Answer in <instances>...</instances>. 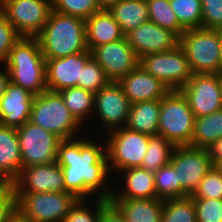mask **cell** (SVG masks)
Masks as SVG:
<instances>
[{
	"label": "cell",
	"instance_id": "obj_1",
	"mask_svg": "<svg viewBox=\"0 0 222 222\" xmlns=\"http://www.w3.org/2000/svg\"><path fill=\"white\" fill-rule=\"evenodd\" d=\"M89 140L63 139L57 150L56 162L64 174L65 192L74 194L78 199L98 191V198L109 200L111 192L101 188L109 172L106 147ZM101 188V189H100Z\"/></svg>",
	"mask_w": 222,
	"mask_h": 222
},
{
	"label": "cell",
	"instance_id": "obj_2",
	"mask_svg": "<svg viewBox=\"0 0 222 222\" xmlns=\"http://www.w3.org/2000/svg\"><path fill=\"white\" fill-rule=\"evenodd\" d=\"M36 38L45 59L62 58L88 51L85 20L53 10Z\"/></svg>",
	"mask_w": 222,
	"mask_h": 222
},
{
	"label": "cell",
	"instance_id": "obj_3",
	"mask_svg": "<svg viewBox=\"0 0 222 222\" xmlns=\"http://www.w3.org/2000/svg\"><path fill=\"white\" fill-rule=\"evenodd\" d=\"M4 62L11 83L34 96L47 90L46 60L36 37H22Z\"/></svg>",
	"mask_w": 222,
	"mask_h": 222
},
{
	"label": "cell",
	"instance_id": "obj_4",
	"mask_svg": "<svg viewBox=\"0 0 222 222\" xmlns=\"http://www.w3.org/2000/svg\"><path fill=\"white\" fill-rule=\"evenodd\" d=\"M193 74H218L222 70L220 30L196 28L185 30L180 36Z\"/></svg>",
	"mask_w": 222,
	"mask_h": 222
},
{
	"label": "cell",
	"instance_id": "obj_5",
	"mask_svg": "<svg viewBox=\"0 0 222 222\" xmlns=\"http://www.w3.org/2000/svg\"><path fill=\"white\" fill-rule=\"evenodd\" d=\"M16 213L28 222H63L78 198L70 192L14 193Z\"/></svg>",
	"mask_w": 222,
	"mask_h": 222
},
{
	"label": "cell",
	"instance_id": "obj_6",
	"mask_svg": "<svg viewBox=\"0 0 222 222\" xmlns=\"http://www.w3.org/2000/svg\"><path fill=\"white\" fill-rule=\"evenodd\" d=\"M195 116L179 90L169 91L160 100L158 135L175 146L191 145Z\"/></svg>",
	"mask_w": 222,
	"mask_h": 222
},
{
	"label": "cell",
	"instance_id": "obj_7",
	"mask_svg": "<svg viewBox=\"0 0 222 222\" xmlns=\"http://www.w3.org/2000/svg\"><path fill=\"white\" fill-rule=\"evenodd\" d=\"M29 121L54 133L62 140L74 138L80 126L60 93L48 90L34 96Z\"/></svg>",
	"mask_w": 222,
	"mask_h": 222
},
{
	"label": "cell",
	"instance_id": "obj_8",
	"mask_svg": "<svg viewBox=\"0 0 222 222\" xmlns=\"http://www.w3.org/2000/svg\"><path fill=\"white\" fill-rule=\"evenodd\" d=\"M109 133V140L105 144L106 156L111 162L109 168L122 171L141 167L150 136L126 127L116 128Z\"/></svg>",
	"mask_w": 222,
	"mask_h": 222
},
{
	"label": "cell",
	"instance_id": "obj_9",
	"mask_svg": "<svg viewBox=\"0 0 222 222\" xmlns=\"http://www.w3.org/2000/svg\"><path fill=\"white\" fill-rule=\"evenodd\" d=\"M139 65L158 78L170 91L182 89L193 76L180 46L172 51L144 55L139 58Z\"/></svg>",
	"mask_w": 222,
	"mask_h": 222
},
{
	"label": "cell",
	"instance_id": "obj_10",
	"mask_svg": "<svg viewBox=\"0 0 222 222\" xmlns=\"http://www.w3.org/2000/svg\"><path fill=\"white\" fill-rule=\"evenodd\" d=\"M170 164L177 171L180 198L191 196L213 166L207 149L190 145L176 146Z\"/></svg>",
	"mask_w": 222,
	"mask_h": 222
},
{
	"label": "cell",
	"instance_id": "obj_11",
	"mask_svg": "<svg viewBox=\"0 0 222 222\" xmlns=\"http://www.w3.org/2000/svg\"><path fill=\"white\" fill-rule=\"evenodd\" d=\"M22 168L56 162L62 140L54 133L27 121L17 128Z\"/></svg>",
	"mask_w": 222,
	"mask_h": 222
},
{
	"label": "cell",
	"instance_id": "obj_12",
	"mask_svg": "<svg viewBox=\"0 0 222 222\" xmlns=\"http://www.w3.org/2000/svg\"><path fill=\"white\" fill-rule=\"evenodd\" d=\"M0 11L22 37H36L48 21L52 0H5Z\"/></svg>",
	"mask_w": 222,
	"mask_h": 222
},
{
	"label": "cell",
	"instance_id": "obj_13",
	"mask_svg": "<svg viewBox=\"0 0 222 222\" xmlns=\"http://www.w3.org/2000/svg\"><path fill=\"white\" fill-rule=\"evenodd\" d=\"M179 91L195 118L222 110V86L218 74H193Z\"/></svg>",
	"mask_w": 222,
	"mask_h": 222
},
{
	"label": "cell",
	"instance_id": "obj_14",
	"mask_svg": "<svg viewBox=\"0 0 222 222\" xmlns=\"http://www.w3.org/2000/svg\"><path fill=\"white\" fill-rule=\"evenodd\" d=\"M91 56L103 68L111 82H118L139 65V58L126 36L92 49Z\"/></svg>",
	"mask_w": 222,
	"mask_h": 222
},
{
	"label": "cell",
	"instance_id": "obj_15",
	"mask_svg": "<svg viewBox=\"0 0 222 222\" xmlns=\"http://www.w3.org/2000/svg\"><path fill=\"white\" fill-rule=\"evenodd\" d=\"M10 187L13 193L63 192V170L57 162L25 167Z\"/></svg>",
	"mask_w": 222,
	"mask_h": 222
},
{
	"label": "cell",
	"instance_id": "obj_16",
	"mask_svg": "<svg viewBox=\"0 0 222 222\" xmlns=\"http://www.w3.org/2000/svg\"><path fill=\"white\" fill-rule=\"evenodd\" d=\"M125 36L138 58L148 54L172 51L180 44V36L177 33L162 28L150 20Z\"/></svg>",
	"mask_w": 222,
	"mask_h": 222
},
{
	"label": "cell",
	"instance_id": "obj_17",
	"mask_svg": "<svg viewBox=\"0 0 222 222\" xmlns=\"http://www.w3.org/2000/svg\"><path fill=\"white\" fill-rule=\"evenodd\" d=\"M130 107L131 102L123 93L118 82H110L95 93V111L97 110V114L103 122L102 125L109 132L116 128L125 127Z\"/></svg>",
	"mask_w": 222,
	"mask_h": 222
},
{
	"label": "cell",
	"instance_id": "obj_18",
	"mask_svg": "<svg viewBox=\"0 0 222 222\" xmlns=\"http://www.w3.org/2000/svg\"><path fill=\"white\" fill-rule=\"evenodd\" d=\"M91 57V51L88 50L62 58L45 59L47 90L59 92L66 88L81 87L82 70Z\"/></svg>",
	"mask_w": 222,
	"mask_h": 222
},
{
	"label": "cell",
	"instance_id": "obj_19",
	"mask_svg": "<svg viewBox=\"0 0 222 222\" xmlns=\"http://www.w3.org/2000/svg\"><path fill=\"white\" fill-rule=\"evenodd\" d=\"M131 104L161 100L170 90L140 65L118 81Z\"/></svg>",
	"mask_w": 222,
	"mask_h": 222
},
{
	"label": "cell",
	"instance_id": "obj_20",
	"mask_svg": "<svg viewBox=\"0 0 222 222\" xmlns=\"http://www.w3.org/2000/svg\"><path fill=\"white\" fill-rule=\"evenodd\" d=\"M34 95L11 82L0 99V123L19 128L30 119Z\"/></svg>",
	"mask_w": 222,
	"mask_h": 222
},
{
	"label": "cell",
	"instance_id": "obj_21",
	"mask_svg": "<svg viewBox=\"0 0 222 222\" xmlns=\"http://www.w3.org/2000/svg\"><path fill=\"white\" fill-rule=\"evenodd\" d=\"M85 32L89 51L125 37L121 27L108 10H99L87 18Z\"/></svg>",
	"mask_w": 222,
	"mask_h": 222
},
{
	"label": "cell",
	"instance_id": "obj_22",
	"mask_svg": "<svg viewBox=\"0 0 222 222\" xmlns=\"http://www.w3.org/2000/svg\"><path fill=\"white\" fill-rule=\"evenodd\" d=\"M22 169V157L16 128L0 123V179L9 186Z\"/></svg>",
	"mask_w": 222,
	"mask_h": 222
},
{
	"label": "cell",
	"instance_id": "obj_23",
	"mask_svg": "<svg viewBox=\"0 0 222 222\" xmlns=\"http://www.w3.org/2000/svg\"><path fill=\"white\" fill-rule=\"evenodd\" d=\"M109 202L126 222H161L163 199H109Z\"/></svg>",
	"mask_w": 222,
	"mask_h": 222
},
{
	"label": "cell",
	"instance_id": "obj_24",
	"mask_svg": "<svg viewBox=\"0 0 222 222\" xmlns=\"http://www.w3.org/2000/svg\"><path fill=\"white\" fill-rule=\"evenodd\" d=\"M125 176V188L121 193H112L110 199L156 198L154 175L141 167L119 171Z\"/></svg>",
	"mask_w": 222,
	"mask_h": 222
},
{
	"label": "cell",
	"instance_id": "obj_25",
	"mask_svg": "<svg viewBox=\"0 0 222 222\" xmlns=\"http://www.w3.org/2000/svg\"><path fill=\"white\" fill-rule=\"evenodd\" d=\"M160 100L131 104L126 128L149 136L158 135Z\"/></svg>",
	"mask_w": 222,
	"mask_h": 222
},
{
	"label": "cell",
	"instance_id": "obj_26",
	"mask_svg": "<svg viewBox=\"0 0 222 222\" xmlns=\"http://www.w3.org/2000/svg\"><path fill=\"white\" fill-rule=\"evenodd\" d=\"M108 11L125 35L149 21L146 0H119Z\"/></svg>",
	"mask_w": 222,
	"mask_h": 222
},
{
	"label": "cell",
	"instance_id": "obj_27",
	"mask_svg": "<svg viewBox=\"0 0 222 222\" xmlns=\"http://www.w3.org/2000/svg\"><path fill=\"white\" fill-rule=\"evenodd\" d=\"M220 138H222V110L195 118L190 146L208 149Z\"/></svg>",
	"mask_w": 222,
	"mask_h": 222
},
{
	"label": "cell",
	"instance_id": "obj_28",
	"mask_svg": "<svg viewBox=\"0 0 222 222\" xmlns=\"http://www.w3.org/2000/svg\"><path fill=\"white\" fill-rule=\"evenodd\" d=\"M175 145L163 136H150L149 145L145 153L141 168L149 172H156L170 163Z\"/></svg>",
	"mask_w": 222,
	"mask_h": 222
},
{
	"label": "cell",
	"instance_id": "obj_29",
	"mask_svg": "<svg viewBox=\"0 0 222 222\" xmlns=\"http://www.w3.org/2000/svg\"><path fill=\"white\" fill-rule=\"evenodd\" d=\"M70 113L82 124L94 111L95 93L75 86L59 91Z\"/></svg>",
	"mask_w": 222,
	"mask_h": 222
},
{
	"label": "cell",
	"instance_id": "obj_30",
	"mask_svg": "<svg viewBox=\"0 0 222 222\" xmlns=\"http://www.w3.org/2000/svg\"><path fill=\"white\" fill-rule=\"evenodd\" d=\"M170 5L184 30L202 28L201 0H170Z\"/></svg>",
	"mask_w": 222,
	"mask_h": 222
},
{
	"label": "cell",
	"instance_id": "obj_31",
	"mask_svg": "<svg viewBox=\"0 0 222 222\" xmlns=\"http://www.w3.org/2000/svg\"><path fill=\"white\" fill-rule=\"evenodd\" d=\"M161 222H197L193 199L188 196L164 200Z\"/></svg>",
	"mask_w": 222,
	"mask_h": 222
},
{
	"label": "cell",
	"instance_id": "obj_32",
	"mask_svg": "<svg viewBox=\"0 0 222 222\" xmlns=\"http://www.w3.org/2000/svg\"><path fill=\"white\" fill-rule=\"evenodd\" d=\"M146 2L150 21L179 36L184 33L185 30L178 24L176 15L171 9L170 0H146Z\"/></svg>",
	"mask_w": 222,
	"mask_h": 222
},
{
	"label": "cell",
	"instance_id": "obj_33",
	"mask_svg": "<svg viewBox=\"0 0 222 222\" xmlns=\"http://www.w3.org/2000/svg\"><path fill=\"white\" fill-rule=\"evenodd\" d=\"M153 175L156 198L163 200L180 198V183L177 181V171L170 163L154 172Z\"/></svg>",
	"mask_w": 222,
	"mask_h": 222
},
{
	"label": "cell",
	"instance_id": "obj_34",
	"mask_svg": "<svg viewBox=\"0 0 222 222\" xmlns=\"http://www.w3.org/2000/svg\"><path fill=\"white\" fill-rule=\"evenodd\" d=\"M52 10L84 20L99 11L96 0H52Z\"/></svg>",
	"mask_w": 222,
	"mask_h": 222
},
{
	"label": "cell",
	"instance_id": "obj_35",
	"mask_svg": "<svg viewBox=\"0 0 222 222\" xmlns=\"http://www.w3.org/2000/svg\"><path fill=\"white\" fill-rule=\"evenodd\" d=\"M110 82L103 68L91 57L82 70L81 88L97 93Z\"/></svg>",
	"mask_w": 222,
	"mask_h": 222
},
{
	"label": "cell",
	"instance_id": "obj_36",
	"mask_svg": "<svg viewBox=\"0 0 222 222\" xmlns=\"http://www.w3.org/2000/svg\"><path fill=\"white\" fill-rule=\"evenodd\" d=\"M83 200L84 199H78L76 201L63 222H99L102 210L110 203L109 200L105 198L97 197L96 210L92 212L91 209L89 210V208L85 206Z\"/></svg>",
	"mask_w": 222,
	"mask_h": 222
},
{
	"label": "cell",
	"instance_id": "obj_37",
	"mask_svg": "<svg viewBox=\"0 0 222 222\" xmlns=\"http://www.w3.org/2000/svg\"><path fill=\"white\" fill-rule=\"evenodd\" d=\"M190 197L222 199V175L215 166L211 167Z\"/></svg>",
	"mask_w": 222,
	"mask_h": 222
},
{
	"label": "cell",
	"instance_id": "obj_38",
	"mask_svg": "<svg viewBox=\"0 0 222 222\" xmlns=\"http://www.w3.org/2000/svg\"><path fill=\"white\" fill-rule=\"evenodd\" d=\"M197 222H222V199L192 198Z\"/></svg>",
	"mask_w": 222,
	"mask_h": 222
},
{
	"label": "cell",
	"instance_id": "obj_39",
	"mask_svg": "<svg viewBox=\"0 0 222 222\" xmlns=\"http://www.w3.org/2000/svg\"><path fill=\"white\" fill-rule=\"evenodd\" d=\"M21 38L22 36L0 11V61L4 63L9 57L10 50Z\"/></svg>",
	"mask_w": 222,
	"mask_h": 222
},
{
	"label": "cell",
	"instance_id": "obj_40",
	"mask_svg": "<svg viewBox=\"0 0 222 222\" xmlns=\"http://www.w3.org/2000/svg\"><path fill=\"white\" fill-rule=\"evenodd\" d=\"M202 28L222 29V0H201Z\"/></svg>",
	"mask_w": 222,
	"mask_h": 222
},
{
	"label": "cell",
	"instance_id": "obj_41",
	"mask_svg": "<svg viewBox=\"0 0 222 222\" xmlns=\"http://www.w3.org/2000/svg\"><path fill=\"white\" fill-rule=\"evenodd\" d=\"M16 214V199L12 188L9 186L0 195V222H9Z\"/></svg>",
	"mask_w": 222,
	"mask_h": 222
},
{
	"label": "cell",
	"instance_id": "obj_42",
	"mask_svg": "<svg viewBox=\"0 0 222 222\" xmlns=\"http://www.w3.org/2000/svg\"><path fill=\"white\" fill-rule=\"evenodd\" d=\"M99 222H126L120 212L109 203L101 213Z\"/></svg>",
	"mask_w": 222,
	"mask_h": 222
},
{
	"label": "cell",
	"instance_id": "obj_43",
	"mask_svg": "<svg viewBox=\"0 0 222 222\" xmlns=\"http://www.w3.org/2000/svg\"><path fill=\"white\" fill-rule=\"evenodd\" d=\"M207 151L213 166L218 162H222V138L209 146Z\"/></svg>",
	"mask_w": 222,
	"mask_h": 222
},
{
	"label": "cell",
	"instance_id": "obj_44",
	"mask_svg": "<svg viewBox=\"0 0 222 222\" xmlns=\"http://www.w3.org/2000/svg\"><path fill=\"white\" fill-rule=\"evenodd\" d=\"M9 82H10L9 73H8L7 69L5 71L2 70V72H0V99L5 94L6 87Z\"/></svg>",
	"mask_w": 222,
	"mask_h": 222
},
{
	"label": "cell",
	"instance_id": "obj_45",
	"mask_svg": "<svg viewBox=\"0 0 222 222\" xmlns=\"http://www.w3.org/2000/svg\"><path fill=\"white\" fill-rule=\"evenodd\" d=\"M119 0H96L99 10H109Z\"/></svg>",
	"mask_w": 222,
	"mask_h": 222
},
{
	"label": "cell",
	"instance_id": "obj_46",
	"mask_svg": "<svg viewBox=\"0 0 222 222\" xmlns=\"http://www.w3.org/2000/svg\"><path fill=\"white\" fill-rule=\"evenodd\" d=\"M9 187V185L3 180L0 179V195Z\"/></svg>",
	"mask_w": 222,
	"mask_h": 222
},
{
	"label": "cell",
	"instance_id": "obj_47",
	"mask_svg": "<svg viewBox=\"0 0 222 222\" xmlns=\"http://www.w3.org/2000/svg\"><path fill=\"white\" fill-rule=\"evenodd\" d=\"M9 222H28L23 220L17 213L9 220Z\"/></svg>",
	"mask_w": 222,
	"mask_h": 222
},
{
	"label": "cell",
	"instance_id": "obj_48",
	"mask_svg": "<svg viewBox=\"0 0 222 222\" xmlns=\"http://www.w3.org/2000/svg\"><path fill=\"white\" fill-rule=\"evenodd\" d=\"M217 170L220 172V174L222 175V162H218L214 165Z\"/></svg>",
	"mask_w": 222,
	"mask_h": 222
},
{
	"label": "cell",
	"instance_id": "obj_49",
	"mask_svg": "<svg viewBox=\"0 0 222 222\" xmlns=\"http://www.w3.org/2000/svg\"><path fill=\"white\" fill-rule=\"evenodd\" d=\"M218 76H219L220 83H221V86H222V70L218 73Z\"/></svg>",
	"mask_w": 222,
	"mask_h": 222
},
{
	"label": "cell",
	"instance_id": "obj_50",
	"mask_svg": "<svg viewBox=\"0 0 222 222\" xmlns=\"http://www.w3.org/2000/svg\"><path fill=\"white\" fill-rule=\"evenodd\" d=\"M221 54H222V29H220Z\"/></svg>",
	"mask_w": 222,
	"mask_h": 222
},
{
	"label": "cell",
	"instance_id": "obj_51",
	"mask_svg": "<svg viewBox=\"0 0 222 222\" xmlns=\"http://www.w3.org/2000/svg\"><path fill=\"white\" fill-rule=\"evenodd\" d=\"M5 0H0V7L3 5Z\"/></svg>",
	"mask_w": 222,
	"mask_h": 222
}]
</instances>
